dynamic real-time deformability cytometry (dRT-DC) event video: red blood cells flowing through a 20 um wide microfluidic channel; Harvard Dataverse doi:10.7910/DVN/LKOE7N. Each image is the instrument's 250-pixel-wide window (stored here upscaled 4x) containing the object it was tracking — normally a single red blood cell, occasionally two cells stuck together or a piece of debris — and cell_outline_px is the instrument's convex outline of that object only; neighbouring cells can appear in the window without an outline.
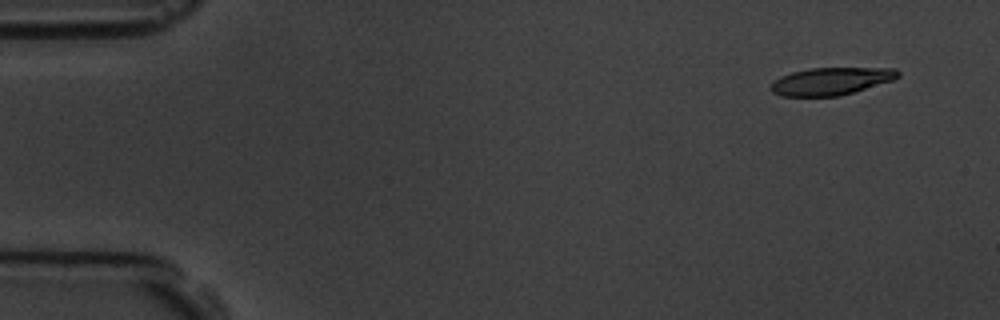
{"species": "common noctule bat (a hibernating species)", "species_latin": "Nyctalus noctula", "temperature_condition": "room temperature", "stored_images_in_passage": 5, "segment_of_instrument_passage": [1, 2], "camera_frame_rate_fps": 3000, "um_per_image_px": 0.085, "animal": {"sex": "male", "body_mass_g": 19.5, "forearm_length_mm": 54.6}, "frame": {"image": 1, "passage_image": 1, "time_ms": 0.0, "image_size_px": [1000, 320], "cell_outline_px": [[900, 76], [892, 80], [840, 96], [780, 96], [772, 92], [772, 80], [780, 76], [792, 72], [808, 68], [896, 68], [900, 72]], "centroid_in_image_um": [70.62, 6.89], "position_along_channel_um": 14.4, "area_um2": 20.35}}